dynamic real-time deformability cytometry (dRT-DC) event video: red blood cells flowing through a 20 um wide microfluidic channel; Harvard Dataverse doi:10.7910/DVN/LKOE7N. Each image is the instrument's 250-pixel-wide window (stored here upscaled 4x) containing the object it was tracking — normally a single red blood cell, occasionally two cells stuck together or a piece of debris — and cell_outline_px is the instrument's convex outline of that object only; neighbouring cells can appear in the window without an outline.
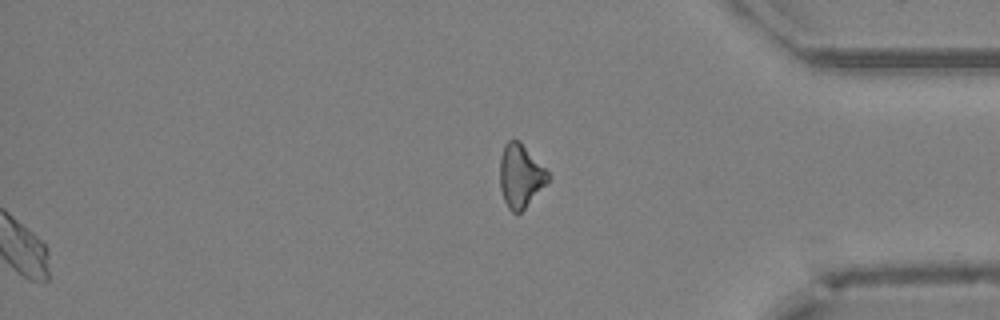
{"species": "Egyptian fruit bat (a non-hibernating species)", "species_latin": "Rousettus aegyptiacus", "temperature_condition": "cold", "stored_images_in_passage": 42, "segment_of_instrument_passage": [2, 2], "camera_frame_rate_fps": 3000, "um_per_image_px": 0.085, "animal": {"sex": "female"}, "frame": {"image": 1, "passage_image": 42, "time_ms": 13.667, "image_size_px": [1000, 320], "cell_outline_px": [[548, 180], [524, 208], [516, 216], [508, 208], [504, 200], [500, 188], [500, 156], [504, 144], [508, 140], [520, 140], [548, 172]], "centroid_in_image_um": [44.19, 14.93], "position_along_channel_um": 391.0, "area_um2": 17.51}}